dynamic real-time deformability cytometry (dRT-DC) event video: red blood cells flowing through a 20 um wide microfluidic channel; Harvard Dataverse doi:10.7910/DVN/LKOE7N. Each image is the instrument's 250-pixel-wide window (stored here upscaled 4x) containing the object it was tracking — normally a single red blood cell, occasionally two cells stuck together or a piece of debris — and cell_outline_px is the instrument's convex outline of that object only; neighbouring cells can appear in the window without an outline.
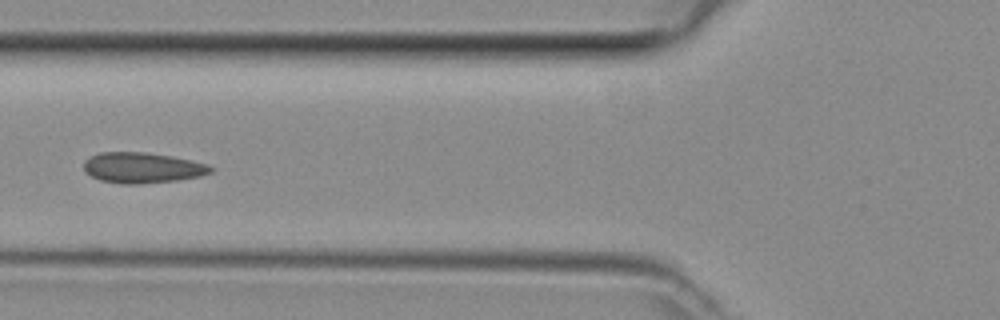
{"species": "common noctule bat (a hibernating species)", "species_latin": "Nyctalus noctula", "temperature_condition": "room temperature", "stored_images_in_passage": 5, "camera_frame_rate_fps": 3000, "um_per_image_px": 0.085, "animal": {"sex": "female", "body_mass_g": 29.2, "forearm_length_mm": 56.3}, "frame": {"image": 1, "passage_image": 5, "time_ms": 1.333, "image_size_px": [1000, 320], "cell_outline_px": [[216, 168], [212, 172], [200, 176], [176, 180], [140, 184], [120, 184], [100, 180], [84, 172], [84, 160], [100, 152], [144, 152], [172, 156], [208, 164]], "centroid_in_image_um": [12.1, 14.26], "position_along_channel_um": 113.7, "area_um2": 22.72}}